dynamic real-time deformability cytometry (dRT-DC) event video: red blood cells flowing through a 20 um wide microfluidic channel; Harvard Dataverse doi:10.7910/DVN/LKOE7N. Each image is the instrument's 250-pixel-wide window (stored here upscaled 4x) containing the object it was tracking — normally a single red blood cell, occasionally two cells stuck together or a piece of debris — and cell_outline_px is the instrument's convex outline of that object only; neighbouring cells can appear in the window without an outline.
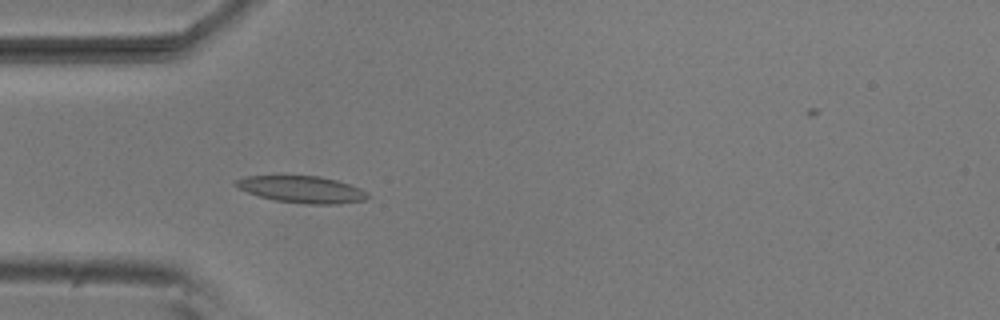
{"species": "common noctule bat (a hibernating species)", "species_latin": "Nyctalus noctula", "temperature_condition": "room temperature", "stored_images_in_passage": 4, "camera_frame_rate_fps": 3000, "um_per_image_px": 0.085, "animal": {"sex": "male", "body_mass_g": 20.5, "forearm_length_mm": 52.5}, "frame": {"image": 1, "passage_image": 4, "time_ms": 1.0, "image_size_px": [1000, 320], "cell_outline_px": [[368, 200], [336, 204], [304, 204], [276, 200], [260, 196], [248, 192], [232, 184], [236, 180], [244, 176], [320, 176], [336, 180], [360, 188], [368, 192]], "centroid_in_image_um": [25.69, 16.1], "position_along_channel_um": 59.3, "area_um2": 20.52}}